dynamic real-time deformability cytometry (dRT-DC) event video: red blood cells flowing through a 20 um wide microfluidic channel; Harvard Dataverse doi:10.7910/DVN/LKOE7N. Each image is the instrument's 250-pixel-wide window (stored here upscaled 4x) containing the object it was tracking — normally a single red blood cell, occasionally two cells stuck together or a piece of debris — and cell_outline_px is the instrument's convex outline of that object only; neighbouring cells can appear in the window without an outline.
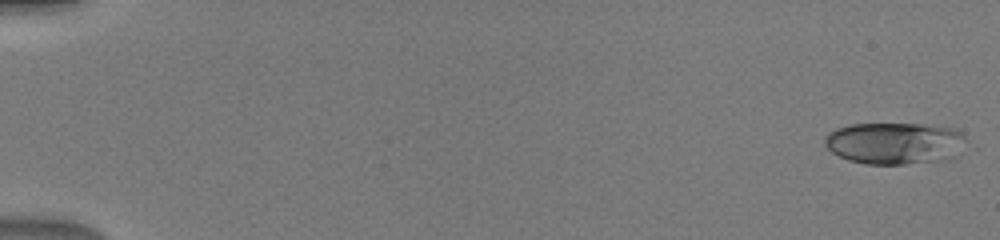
{"species": "human", "species_latin": "Homo sapiens", "temperature_condition": "warm", "stored_images_in_passage": 18, "camera_frame_rate_fps": 3000, "um_per_image_px": 0.085, "donor": {"sex": "male"}, "frame": {"image": 1, "passage_image": 1, "time_ms": 0.0, "image_size_px": [1000, 240], "cell_outline_px": [[968, 140], [956, 156], [948, 160], [904, 164], [868, 164], [848, 160], [832, 152], [824, 144], [824, 136], [828, 132], [836, 128], [852, 124], [920, 124], [952, 128], [960, 132]], "centroid_in_image_um": [76.06, 12.18], "position_along_channel_um": 8.9, "area_um2": 34.74}}
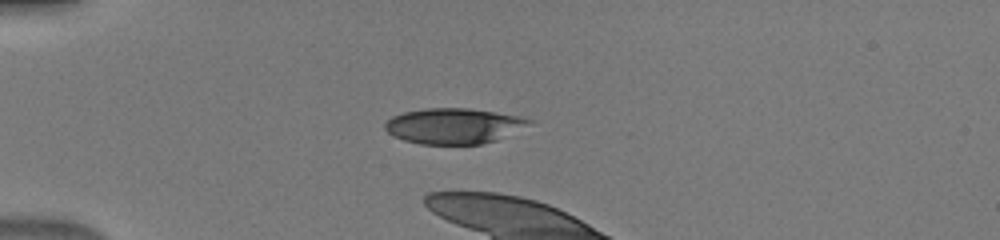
{"frame": {"image": 2, "passage_image": 14, "time_ms": 4.333, "image_size_px": [1000, 240], "cell_outline_px": [[536, 120], [496, 140], [480, 144], [420, 144], [404, 140], [388, 132], [384, 128], [384, 124], [392, 116], [404, 112], [424, 108], [468, 108], [496, 112], [520, 116]], "centroid_in_image_um": [38.54, 10.69], "position_along_channel_um": 46.5, "area_um2": 29.59}}